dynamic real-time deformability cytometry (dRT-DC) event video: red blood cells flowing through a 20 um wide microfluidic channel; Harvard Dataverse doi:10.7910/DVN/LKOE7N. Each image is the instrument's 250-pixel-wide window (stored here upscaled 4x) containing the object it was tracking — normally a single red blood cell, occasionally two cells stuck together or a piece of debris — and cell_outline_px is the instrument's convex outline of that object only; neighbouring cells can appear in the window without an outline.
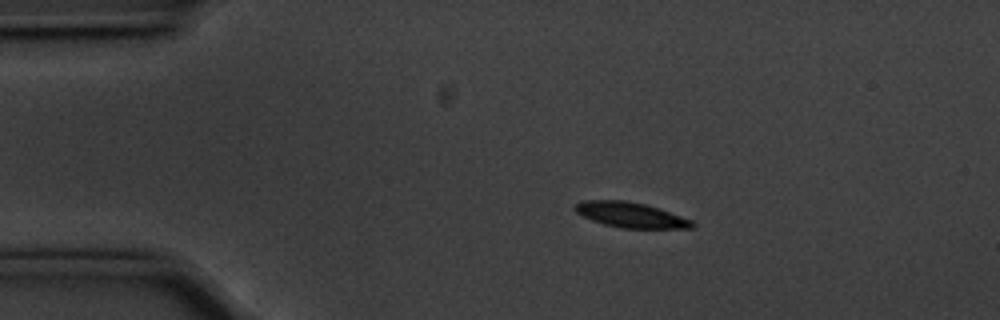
{"species": "common noctule bat (a hibernating species)", "species_latin": "Nyctalus noctula", "temperature_condition": "cold", "stored_images_in_passage": 47, "camera_frame_rate_fps": 3000, "um_per_image_px": 0.085, "animal": {"sex": "male", "body_mass_g": 20.1, "forearm_length_mm": 53.5}, "frame": {"image": 1, "passage_image": 1, "time_ms": 0.0, "image_size_px": [1000, 320], "cell_outline_px": [[696, 224], [692, 228], [624, 228], [604, 224], [592, 220], [576, 212], [572, 208], [576, 204], [584, 200], [624, 200], [644, 204], [692, 220]], "centroid_in_image_um": [53.58, 18.27], "position_along_channel_um": 31.4, "area_um2": 16.94}}
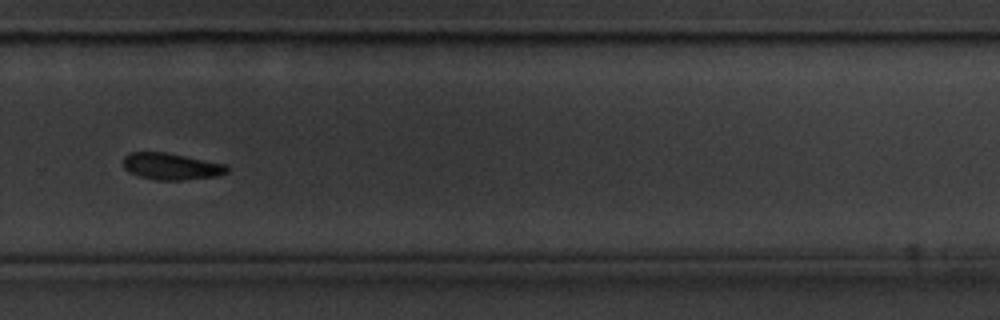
{"frame": {"image": 2, "passage_image": 29, "time_ms": 9.333, "image_size_px": [1000, 320], "cell_outline_px": [[228, 172], [216, 176], [180, 180], [156, 180], [140, 176], [128, 172], [124, 168], [124, 156], [128, 152], [164, 152], [228, 164]], "centroid_in_image_um": [14.55, 14.14], "position_along_channel_um": 315.2, "area_um2": 16.13}}
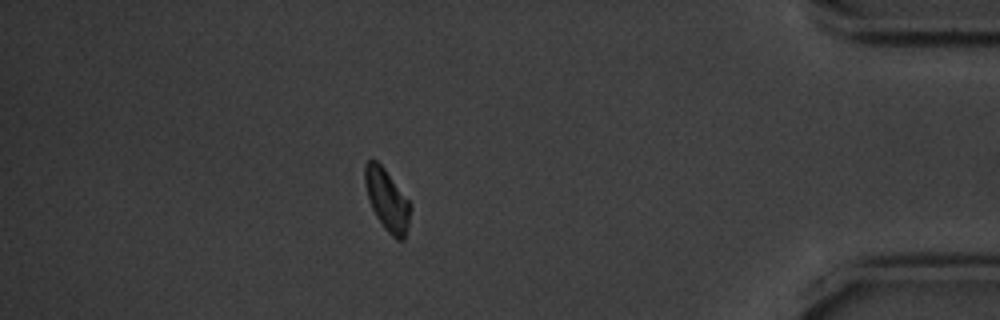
{"frame": {"image": 3, "passage_image": 40, "time_ms": 13.0, "image_size_px": [1000, 320], "cell_outline_px": [[408, 224], [404, 240], [396, 240], [384, 228], [376, 216], [368, 200], [364, 184], [364, 164], [372, 156], [384, 168], [408, 200]], "centroid_in_image_um": [32.83, 16.95], "position_along_channel_um": 402.4, "area_um2": 16.07}}